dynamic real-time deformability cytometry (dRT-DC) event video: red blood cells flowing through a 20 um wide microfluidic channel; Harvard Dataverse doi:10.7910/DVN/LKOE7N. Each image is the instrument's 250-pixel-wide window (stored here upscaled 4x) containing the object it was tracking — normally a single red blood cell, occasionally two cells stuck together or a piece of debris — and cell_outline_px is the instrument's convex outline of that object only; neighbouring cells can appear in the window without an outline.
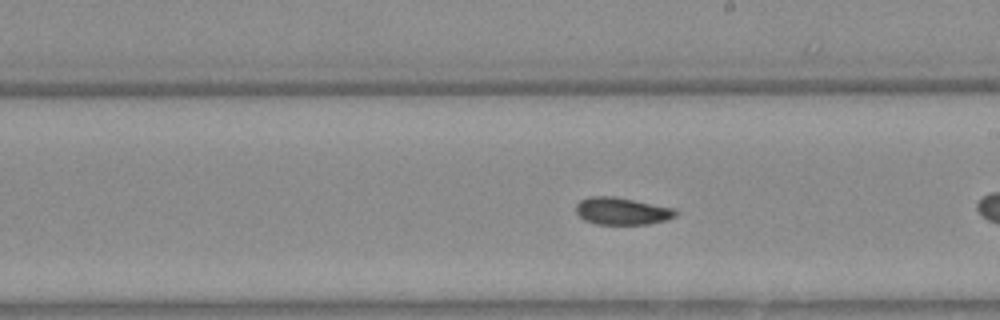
{"species": "Egyptian fruit bat (a non-hibernating species)", "species_latin": "Rousettus aegyptiacus", "temperature_condition": "warm", "stored_images_in_passage": 26, "camera_frame_rate_fps": 3000, "um_per_image_px": 0.085, "animal": {"sex": "female"}, "frame": {"image": 1, "passage_image": 15, "time_ms": 4.667, "image_size_px": [1000, 320], "cell_outline_px": [[676, 216], [664, 220], [648, 224], [596, 224], [584, 220], [576, 212], [576, 204], [580, 200], [592, 196], [616, 196], [672, 208], [676, 212]], "centroid_in_image_um": [52.82, 17.94], "position_along_channel_um": 236.2, "area_um2": 15.66}}